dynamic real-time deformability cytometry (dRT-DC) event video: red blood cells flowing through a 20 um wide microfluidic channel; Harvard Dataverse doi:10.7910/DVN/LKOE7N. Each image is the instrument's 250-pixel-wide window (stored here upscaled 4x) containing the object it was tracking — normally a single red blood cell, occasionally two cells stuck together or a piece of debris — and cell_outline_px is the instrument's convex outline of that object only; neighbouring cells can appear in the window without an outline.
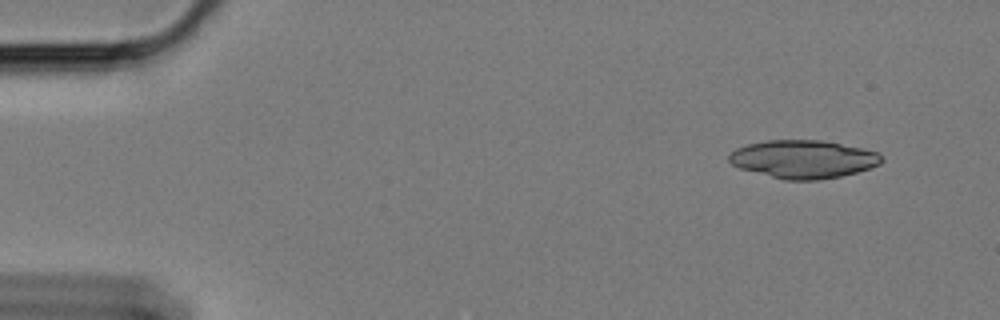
{"species": "Egyptian fruit bat (a non-hibernating species)", "species_latin": "Rousettus aegyptiacus", "temperature_condition": "cold", "stored_images_in_passage": 54, "camera_frame_rate_fps": 3000, "um_per_image_px": 0.085, "animal": {"sex": "female"}, "frame": {"image": 1, "passage_image": 1, "time_ms": 0.0, "image_size_px": [1000, 320], "cell_outline_px": [[884, 160], [880, 164], [856, 172], [840, 176], [820, 180], [784, 180], [740, 168], [732, 164], [728, 160], [728, 156], [736, 148], [748, 144], [768, 140], [820, 140], [880, 152]], "centroid_in_image_um": [68.28, 13.53], "position_along_channel_um": 16.7, "area_um2": 33.7}}